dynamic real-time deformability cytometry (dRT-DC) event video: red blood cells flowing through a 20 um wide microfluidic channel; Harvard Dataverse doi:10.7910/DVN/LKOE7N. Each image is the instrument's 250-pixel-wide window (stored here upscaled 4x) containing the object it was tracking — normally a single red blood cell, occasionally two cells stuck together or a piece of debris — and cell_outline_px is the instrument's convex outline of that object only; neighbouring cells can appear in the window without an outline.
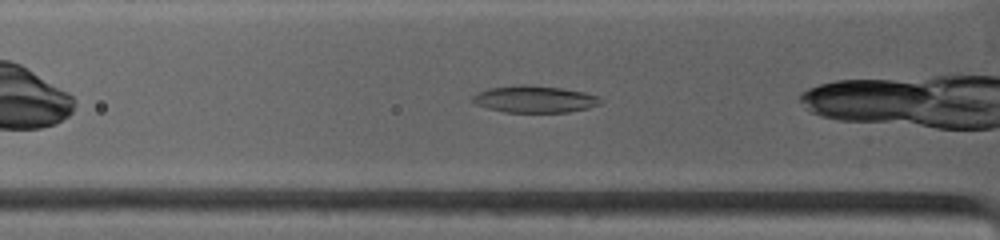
{"species": "common noctule bat (a hibernating species)", "species_latin": "Nyctalus noctula", "temperature_condition": "warm", "stored_images_in_passage": 11, "camera_frame_rate_fps": 4500, "um_per_image_px": 0.085, "animal": {"sex": "female", "body_mass_g": 19.0, "forearm_length_mm": 53.3}, "frame": {"image": 1, "passage_image": 5, "time_ms": 0.889, "image_size_px": [1000, 240], "cell_outline_px": [[604, 100], [600, 104], [588, 108], [568, 112], [504, 112], [488, 108], [476, 104], [472, 100], [472, 96], [480, 92], [492, 88], [512, 84], [524, 84], [564, 88], [584, 92], [600, 96]], "centroid_in_image_um": [45.49, 8.42], "position_along_channel_um": 80.3, "area_um2": 20.17}}